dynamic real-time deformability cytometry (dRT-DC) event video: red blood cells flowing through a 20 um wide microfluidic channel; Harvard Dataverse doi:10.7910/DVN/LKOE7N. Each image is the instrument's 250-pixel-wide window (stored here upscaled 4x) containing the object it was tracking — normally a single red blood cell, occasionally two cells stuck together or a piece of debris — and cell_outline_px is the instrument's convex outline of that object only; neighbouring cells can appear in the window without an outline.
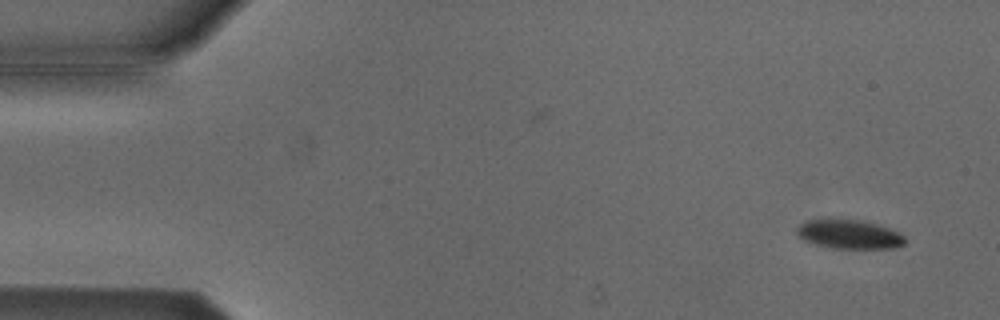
{"species": "Egyptian fruit bat (a non-hibernating species)", "species_latin": "Rousettus aegyptiacus", "temperature_condition": "cold", "stored_images_in_passage": 6, "camera_frame_rate_fps": 3000, "um_per_image_px": 0.085, "animal": {"sex": "male"}, "frame": {"image": 1, "passage_image": 2, "time_ms": 0.333, "image_size_px": [1000, 320], "cell_outline_px": [[904, 244], [896, 248], [832, 248], [812, 244], [804, 240], [796, 232], [796, 228], [804, 220], [828, 216], [860, 220], [876, 224], [888, 228], [904, 236]], "centroid_in_image_um": [72.08, 19.87], "position_along_channel_um": 12.9, "area_um2": 18.84}}